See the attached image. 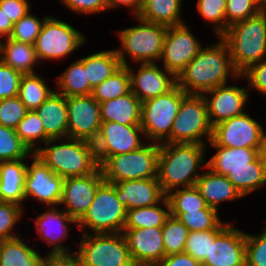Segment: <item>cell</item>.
<instances>
[{"label": "cell", "mask_w": 266, "mask_h": 266, "mask_svg": "<svg viewBox=\"0 0 266 266\" xmlns=\"http://www.w3.org/2000/svg\"><path fill=\"white\" fill-rule=\"evenodd\" d=\"M114 184L117 198L126 210L156 205L166 197L157 178L124 180Z\"/></svg>", "instance_id": "23"}, {"label": "cell", "mask_w": 266, "mask_h": 266, "mask_svg": "<svg viewBox=\"0 0 266 266\" xmlns=\"http://www.w3.org/2000/svg\"><path fill=\"white\" fill-rule=\"evenodd\" d=\"M258 157L261 161L263 173H264V176L266 178V141L264 142L261 149L258 151Z\"/></svg>", "instance_id": "58"}, {"label": "cell", "mask_w": 266, "mask_h": 266, "mask_svg": "<svg viewBox=\"0 0 266 266\" xmlns=\"http://www.w3.org/2000/svg\"><path fill=\"white\" fill-rule=\"evenodd\" d=\"M183 0H142L141 9L137 17L140 19L173 26L185 23L181 13Z\"/></svg>", "instance_id": "30"}, {"label": "cell", "mask_w": 266, "mask_h": 266, "mask_svg": "<svg viewBox=\"0 0 266 266\" xmlns=\"http://www.w3.org/2000/svg\"><path fill=\"white\" fill-rule=\"evenodd\" d=\"M46 81L43 75L38 73L22 75L18 97L28 111H35L55 92V88L48 85Z\"/></svg>", "instance_id": "35"}, {"label": "cell", "mask_w": 266, "mask_h": 266, "mask_svg": "<svg viewBox=\"0 0 266 266\" xmlns=\"http://www.w3.org/2000/svg\"><path fill=\"white\" fill-rule=\"evenodd\" d=\"M34 154L62 178L85 176L99 168L94 144L82 139H49Z\"/></svg>", "instance_id": "3"}, {"label": "cell", "mask_w": 266, "mask_h": 266, "mask_svg": "<svg viewBox=\"0 0 266 266\" xmlns=\"http://www.w3.org/2000/svg\"><path fill=\"white\" fill-rule=\"evenodd\" d=\"M81 235L75 249L81 266H135L122 232Z\"/></svg>", "instance_id": "10"}, {"label": "cell", "mask_w": 266, "mask_h": 266, "mask_svg": "<svg viewBox=\"0 0 266 266\" xmlns=\"http://www.w3.org/2000/svg\"><path fill=\"white\" fill-rule=\"evenodd\" d=\"M250 96L248 87L229 83L205 92L203 97L206 101L211 126L246 112L245 107Z\"/></svg>", "instance_id": "17"}, {"label": "cell", "mask_w": 266, "mask_h": 266, "mask_svg": "<svg viewBox=\"0 0 266 266\" xmlns=\"http://www.w3.org/2000/svg\"><path fill=\"white\" fill-rule=\"evenodd\" d=\"M155 266H201V263L185 252L165 256Z\"/></svg>", "instance_id": "55"}, {"label": "cell", "mask_w": 266, "mask_h": 266, "mask_svg": "<svg viewBox=\"0 0 266 266\" xmlns=\"http://www.w3.org/2000/svg\"><path fill=\"white\" fill-rule=\"evenodd\" d=\"M220 37L228 45L235 70L242 75L266 59V10L232 24Z\"/></svg>", "instance_id": "4"}, {"label": "cell", "mask_w": 266, "mask_h": 266, "mask_svg": "<svg viewBox=\"0 0 266 266\" xmlns=\"http://www.w3.org/2000/svg\"><path fill=\"white\" fill-rule=\"evenodd\" d=\"M187 94L176 85L169 92L141 103V128L147 142L170 143L173 122Z\"/></svg>", "instance_id": "7"}, {"label": "cell", "mask_w": 266, "mask_h": 266, "mask_svg": "<svg viewBox=\"0 0 266 266\" xmlns=\"http://www.w3.org/2000/svg\"><path fill=\"white\" fill-rule=\"evenodd\" d=\"M27 159L0 162V202L14 203L24 210Z\"/></svg>", "instance_id": "25"}, {"label": "cell", "mask_w": 266, "mask_h": 266, "mask_svg": "<svg viewBox=\"0 0 266 266\" xmlns=\"http://www.w3.org/2000/svg\"><path fill=\"white\" fill-rule=\"evenodd\" d=\"M209 147L216 152L207 160V167L220 175L226 176L232 169L247 168L258 157L257 149L228 148L218 146L212 140L207 144Z\"/></svg>", "instance_id": "27"}, {"label": "cell", "mask_w": 266, "mask_h": 266, "mask_svg": "<svg viewBox=\"0 0 266 266\" xmlns=\"http://www.w3.org/2000/svg\"><path fill=\"white\" fill-rule=\"evenodd\" d=\"M189 229L177 218L169 216L162 226L166 256L184 252Z\"/></svg>", "instance_id": "43"}, {"label": "cell", "mask_w": 266, "mask_h": 266, "mask_svg": "<svg viewBox=\"0 0 266 266\" xmlns=\"http://www.w3.org/2000/svg\"><path fill=\"white\" fill-rule=\"evenodd\" d=\"M71 13L88 16L108 11L107 0H60Z\"/></svg>", "instance_id": "51"}, {"label": "cell", "mask_w": 266, "mask_h": 266, "mask_svg": "<svg viewBox=\"0 0 266 266\" xmlns=\"http://www.w3.org/2000/svg\"><path fill=\"white\" fill-rule=\"evenodd\" d=\"M211 140L218 146L259 151L266 141V132L262 124L246 111L213 126Z\"/></svg>", "instance_id": "12"}, {"label": "cell", "mask_w": 266, "mask_h": 266, "mask_svg": "<svg viewBox=\"0 0 266 266\" xmlns=\"http://www.w3.org/2000/svg\"><path fill=\"white\" fill-rule=\"evenodd\" d=\"M28 109L18 96L0 99V124L14 129L25 117Z\"/></svg>", "instance_id": "48"}, {"label": "cell", "mask_w": 266, "mask_h": 266, "mask_svg": "<svg viewBox=\"0 0 266 266\" xmlns=\"http://www.w3.org/2000/svg\"><path fill=\"white\" fill-rule=\"evenodd\" d=\"M126 214L125 206L117 198L116 185L104 180L98 186L87 212L77 222V228L81 234L123 232Z\"/></svg>", "instance_id": "6"}, {"label": "cell", "mask_w": 266, "mask_h": 266, "mask_svg": "<svg viewBox=\"0 0 266 266\" xmlns=\"http://www.w3.org/2000/svg\"><path fill=\"white\" fill-rule=\"evenodd\" d=\"M212 128L203 95L187 94L173 122L170 143L207 145L212 137Z\"/></svg>", "instance_id": "11"}, {"label": "cell", "mask_w": 266, "mask_h": 266, "mask_svg": "<svg viewBox=\"0 0 266 266\" xmlns=\"http://www.w3.org/2000/svg\"><path fill=\"white\" fill-rule=\"evenodd\" d=\"M0 60L22 75L37 73L34 68L40 66L34 45L9 37L0 39Z\"/></svg>", "instance_id": "29"}, {"label": "cell", "mask_w": 266, "mask_h": 266, "mask_svg": "<svg viewBox=\"0 0 266 266\" xmlns=\"http://www.w3.org/2000/svg\"><path fill=\"white\" fill-rule=\"evenodd\" d=\"M27 163L24 182L25 201L30 199L43 203L46 207H57L60 204L64 178L55 174L35 154Z\"/></svg>", "instance_id": "15"}, {"label": "cell", "mask_w": 266, "mask_h": 266, "mask_svg": "<svg viewBox=\"0 0 266 266\" xmlns=\"http://www.w3.org/2000/svg\"><path fill=\"white\" fill-rule=\"evenodd\" d=\"M261 10H265V0H252Z\"/></svg>", "instance_id": "59"}, {"label": "cell", "mask_w": 266, "mask_h": 266, "mask_svg": "<svg viewBox=\"0 0 266 266\" xmlns=\"http://www.w3.org/2000/svg\"><path fill=\"white\" fill-rule=\"evenodd\" d=\"M135 266H155L165 256L162 227L123 229Z\"/></svg>", "instance_id": "21"}, {"label": "cell", "mask_w": 266, "mask_h": 266, "mask_svg": "<svg viewBox=\"0 0 266 266\" xmlns=\"http://www.w3.org/2000/svg\"><path fill=\"white\" fill-rule=\"evenodd\" d=\"M166 197L170 205V213L199 211L208 206L196 186L173 190Z\"/></svg>", "instance_id": "39"}, {"label": "cell", "mask_w": 266, "mask_h": 266, "mask_svg": "<svg viewBox=\"0 0 266 266\" xmlns=\"http://www.w3.org/2000/svg\"><path fill=\"white\" fill-rule=\"evenodd\" d=\"M68 110V137L94 143L101 126V110L90 95L70 96L66 98Z\"/></svg>", "instance_id": "16"}, {"label": "cell", "mask_w": 266, "mask_h": 266, "mask_svg": "<svg viewBox=\"0 0 266 266\" xmlns=\"http://www.w3.org/2000/svg\"><path fill=\"white\" fill-rule=\"evenodd\" d=\"M170 215L184 224L189 229V232L216 230L223 223L219 216V210L209 206L199 211L170 213Z\"/></svg>", "instance_id": "40"}, {"label": "cell", "mask_w": 266, "mask_h": 266, "mask_svg": "<svg viewBox=\"0 0 266 266\" xmlns=\"http://www.w3.org/2000/svg\"><path fill=\"white\" fill-rule=\"evenodd\" d=\"M202 47L186 23L168 26L160 59L162 66L178 77Z\"/></svg>", "instance_id": "14"}, {"label": "cell", "mask_w": 266, "mask_h": 266, "mask_svg": "<svg viewBox=\"0 0 266 266\" xmlns=\"http://www.w3.org/2000/svg\"><path fill=\"white\" fill-rule=\"evenodd\" d=\"M31 2L28 0H0V7L13 24L19 21L30 10Z\"/></svg>", "instance_id": "53"}, {"label": "cell", "mask_w": 266, "mask_h": 266, "mask_svg": "<svg viewBox=\"0 0 266 266\" xmlns=\"http://www.w3.org/2000/svg\"><path fill=\"white\" fill-rule=\"evenodd\" d=\"M35 230L40 240L46 243L48 249L46 254H68L75 252L69 245H64L70 227L77 226V222L68 215L60 206L48 207L47 211L42 212L33 221ZM71 224V226L69 225ZM69 231V232H68Z\"/></svg>", "instance_id": "20"}, {"label": "cell", "mask_w": 266, "mask_h": 266, "mask_svg": "<svg viewBox=\"0 0 266 266\" xmlns=\"http://www.w3.org/2000/svg\"><path fill=\"white\" fill-rule=\"evenodd\" d=\"M169 216L170 205L167 197H165L156 205L127 210L123 229L162 227Z\"/></svg>", "instance_id": "34"}, {"label": "cell", "mask_w": 266, "mask_h": 266, "mask_svg": "<svg viewBox=\"0 0 266 266\" xmlns=\"http://www.w3.org/2000/svg\"><path fill=\"white\" fill-rule=\"evenodd\" d=\"M144 139L146 140L141 126L102 122L98 137L93 143L99 166L110 156L138 150L147 143Z\"/></svg>", "instance_id": "13"}, {"label": "cell", "mask_w": 266, "mask_h": 266, "mask_svg": "<svg viewBox=\"0 0 266 266\" xmlns=\"http://www.w3.org/2000/svg\"><path fill=\"white\" fill-rule=\"evenodd\" d=\"M49 15L43 18L31 13V10L13 25V30L9 38L15 41L34 45L37 36L40 34L43 22Z\"/></svg>", "instance_id": "45"}, {"label": "cell", "mask_w": 266, "mask_h": 266, "mask_svg": "<svg viewBox=\"0 0 266 266\" xmlns=\"http://www.w3.org/2000/svg\"><path fill=\"white\" fill-rule=\"evenodd\" d=\"M231 222H223L216 230L191 231L184 252L202 263L209 256L210 240H214Z\"/></svg>", "instance_id": "41"}, {"label": "cell", "mask_w": 266, "mask_h": 266, "mask_svg": "<svg viewBox=\"0 0 266 266\" xmlns=\"http://www.w3.org/2000/svg\"><path fill=\"white\" fill-rule=\"evenodd\" d=\"M121 67L122 64L115 48L95 52L84 57V69L92 88L112 76Z\"/></svg>", "instance_id": "32"}, {"label": "cell", "mask_w": 266, "mask_h": 266, "mask_svg": "<svg viewBox=\"0 0 266 266\" xmlns=\"http://www.w3.org/2000/svg\"><path fill=\"white\" fill-rule=\"evenodd\" d=\"M55 91L63 96H80L90 95L93 88L90 86L89 80L84 69V57L73 61L63 71L60 76H56Z\"/></svg>", "instance_id": "33"}, {"label": "cell", "mask_w": 266, "mask_h": 266, "mask_svg": "<svg viewBox=\"0 0 266 266\" xmlns=\"http://www.w3.org/2000/svg\"><path fill=\"white\" fill-rule=\"evenodd\" d=\"M201 266H246L245 232L231 222L214 240H210L209 256Z\"/></svg>", "instance_id": "22"}, {"label": "cell", "mask_w": 266, "mask_h": 266, "mask_svg": "<svg viewBox=\"0 0 266 266\" xmlns=\"http://www.w3.org/2000/svg\"><path fill=\"white\" fill-rule=\"evenodd\" d=\"M240 80H245L249 85V90L259 92L258 94L266 96V59L252 65L241 75Z\"/></svg>", "instance_id": "52"}, {"label": "cell", "mask_w": 266, "mask_h": 266, "mask_svg": "<svg viewBox=\"0 0 266 266\" xmlns=\"http://www.w3.org/2000/svg\"><path fill=\"white\" fill-rule=\"evenodd\" d=\"M138 24L117 31L120 47L115 48L122 66H129V57L138 63H161L167 27L134 17Z\"/></svg>", "instance_id": "5"}, {"label": "cell", "mask_w": 266, "mask_h": 266, "mask_svg": "<svg viewBox=\"0 0 266 266\" xmlns=\"http://www.w3.org/2000/svg\"><path fill=\"white\" fill-rule=\"evenodd\" d=\"M127 67L131 91L141 103L165 94L177 85V77L164 67L159 66L157 62L139 63V67L134 69L130 63Z\"/></svg>", "instance_id": "19"}, {"label": "cell", "mask_w": 266, "mask_h": 266, "mask_svg": "<svg viewBox=\"0 0 266 266\" xmlns=\"http://www.w3.org/2000/svg\"><path fill=\"white\" fill-rule=\"evenodd\" d=\"M13 23L0 7V39L10 37L13 30Z\"/></svg>", "instance_id": "57"}, {"label": "cell", "mask_w": 266, "mask_h": 266, "mask_svg": "<svg viewBox=\"0 0 266 266\" xmlns=\"http://www.w3.org/2000/svg\"><path fill=\"white\" fill-rule=\"evenodd\" d=\"M33 154L14 129L0 124V162L31 158Z\"/></svg>", "instance_id": "42"}, {"label": "cell", "mask_w": 266, "mask_h": 266, "mask_svg": "<svg viewBox=\"0 0 266 266\" xmlns=\"http://www.w3.org/2000/svg\"><path fill=\"white\" fill-rule=\"evenodd\" d=\"M142 0H107L108 10H117L120 7L129 9L130 14L137 17L141 9Z\"/></svg>", "instance_id": "56"}, {"label": "cell", "mask_w": 266, "mask_h": 266, "mask_svg": "<svg viewBox=\"0 0 266 266\" xmlns=\"http://www.w3.org/2000/svg\"><path fill=\"white\" fill-rule=\"evenodd\" d=\"M207 145L195 143H161L157 179L165 195L173 190L195 186L207 167Z\"/></svg>", "instance_id": "2"}, {"label": "cell", "mask_w": 266, "mask_h": 266, "mask_svg": "<svg viewBox=\"0 0 266 266\" xmlns=\"http://www.w3.org/2000/svg\"><path fill=\"white\" fill-rule=\"evenodd\" d=\"M16 134L35 153L50 138L45 134L41 118L35 111H28L15 128Z\"/></svg>", "instance_id": "38"}, {"label": "cell", "mask_w": 266, "mask_h": 266, "mask_svg": "<svg viewBox=\"0 0 266 266\" xmlns=\"http://www.w3.org/2000/svg\"><path fill=\"white\" fill-rule=\"evenodd\" d=\"M226 177L243 197L266 186V178L259 157L249 163L247 168L232 169Z\"/></svg>", "instance_id": "36"}, {"label": "cell", "mask_w": 266, "mask_h": 266, "mask_svg": "<svg viewBox=\"0 0 266 266\" xmlns=\"http://www.w3.org/2000/svg\"><path fill=\"white\" fill-rule=\"evenodd\" d=\"M197 12L211 24V30L220 37L226 31V0H197Z\"/></svg>", "instance_id": "44"}, {"label": "cell", "mask_w": 266, "mask_h": 266, "mask_svg": "<svg viewBox=\"0 0 266 266\" xmlns=\"http://www.w3.org/2000/svg\"><path fill=\"white\" fill-rule=\"evenodd\" d=\"M22 74L0 60V99L18 96Z\"/></svg>", "instance_id": "50"}, {"label": "cell", "mask_w": 266, "mask_h": 266, "mask_svg": "<svg viewBox=\"0 0 266 266\" xmlns=\"http://www.w3.org/2000/svg\"><path fill=\"white\" fill-rule=\"evenodd\" d=\"M40 266H81L75 252L68 254H45Z\"/></svg>", "instance_id": "54"}, {"label": "cell", "mask_w": 266, "mask_h": 266, "mask_svg": "<svg viewBox=\"0 0 266 266\" xmlns=\"http://www.w3.org/2000/svg\"><path fill=\"white\" fill-rule=\"evenodd\" d=\"M204 170V172L201 171L202 174L198 178L195 186L199 189L201 196L205 199L209 207L218 210L224 202L243 198L241 193L225 175L214 173L208 167Z\"/></svg>", "instance_id": "24"}, {"label": "cell", "mask_w": 266, "mask_h": 266, "mask_svg": "<svg viewBox=\"0 0 266 266\" xmlns=\"http://www.w3.org/2000/svg\"><path fill=\"white\" fill-rule=\"evenodd\" d=\"M35 112L41 118L45 134L50 139L68 137V110L65 96L55 91Z\"/></svg>", "instance_id": "26"}, {"label": "cell", "mask_w": 266, "mask_h": 266, "mask_svg": "<svg viewBox=\"0 0 266 266\" xmlns=\"http://www.w3.org/2000/svg\"><path fill=\"white\" fill-rule=\"evenodd\" d=\"M216 38L218 41L203 46L177 77V85L186 94L203 95L229 83L230 78L240 81L241 75L232 64L228 45L221 37Z\"/></svg>", "instance_id": "1"}, {"label": "cell", "mask_w": 266, "mask_h": 266, "mask_svg": "<svg viewBox=\"0 0 266 266\" xmlns=\"http://www.w3.org/2000/svg\"><path fill=\"white\" fill-rule=\"evenodd\" d=\"M246 266H266V227L258 235L245 232Z\"/></svg>", "instance_id": "47"}, {"label": "cell", "mask_w": 266, "mask_h": 266, "mask_svg": "<svg viewBox=\"0 0 266 266\" xmlns=\"http://www.w3.org/2000/svg\"><path fill=\"white\" fill-rule=\"evenodd\" d=\"M25 214V210L14 203L0 202V241L18 237L15 226Z\"/></svg>", "instance_id": "46"}, {"label": "cell", "mask_w": 266, "mask_h": 266, "mask_svg": "<svg viewBox=\"0 0 266 266\" xmlns=\"http://www.w3.org/2000/svg\"><path fill=\"white\" fill-rule=\"evenodd\" d=\"M131 91L130 75L127 66H122L112 76L93 88L92 96L102 103L128 94Z\"/></svg>", "instance_id": "37"}, {"label": "cell", "mask_w": 266, "mask_h": 266, "mask_svg": "<svg viewBox=\"0 0 266 266\" xmlns=\"http://www.w3.org/2000/svg\"><path fill=\"white\" fill-rule=\"evenodd\" d=\"M87 38L79 29L49 15L34 43L36 58L42 64L44 61L64 60L83 47Z\"/></svg>", "instance_id": "9"}, {"label": "cell", "mask_w": 266, "mask_h": 266, "mask_svg": "<svg viewBox=\"0 0 266 266\" xmlns=\"http://www.w3.org/2000/svg\"><path fill=\"white\" fill-rule=\"evenodd\" d=\"M101 122H117L122 125L140 126L141 101L132 91L128 94L100 103Z\"/></svg>", "instance_id": "28"}, {"label": "cell", "mask_w": 266, "mask_h": 266, "mask_svg": "<svg viewBox=\"0 0 266 266\" xmlns=\"http://www.w3.org/2000/svg\"><path fill=\"white\" fill-rule=\"evenodd\" d=\"M104 181L100 167L92 174L64 178L61 208L78 222L93 202L98 186Z\"/></svg>", "instance_id": "18"}, {"label": "cell", "mask_w": 266, "mask_h": 266, "mask_svg": "<svg viewBox=\"0 0 266 266\" xmlns=\"http://www.w3.org/2000/svg\"><path fill=\"white\" fill-rule=\"evenodd\" d=\"M160 144L147 142L138 150L108 157L99 167L109 183L157 178Z\"/></svg>", "instance_id": "8"}, {"label": "cell", "mask_w": 266, "mask_h": 266, "mask_svg": "<svg viewBox=\"0 0 266 266\" xmlns=\"http://www.w3.org/2000/svg\"><path fill=\"white\" fill-rule=\"evenodd\" d=\"M18 236L1 241L0 266H40L43 254ZM26 242V243H25Z\"/></svg>", "instance_id": "31"}, {"label": "cell", "mask_w": 266, "mask_h": 266, "mask_svg": "<svg viewBox=\"0 0 266 266\" xmlns=\"http://www.w3.org/2000/svg\"><path fill=\"white\" fill-rule=\"evenodd\" d=\"M262 11L252 0H226V30L232 24Z\"/></svg>", "instance_id": "49"}]
</instances>
